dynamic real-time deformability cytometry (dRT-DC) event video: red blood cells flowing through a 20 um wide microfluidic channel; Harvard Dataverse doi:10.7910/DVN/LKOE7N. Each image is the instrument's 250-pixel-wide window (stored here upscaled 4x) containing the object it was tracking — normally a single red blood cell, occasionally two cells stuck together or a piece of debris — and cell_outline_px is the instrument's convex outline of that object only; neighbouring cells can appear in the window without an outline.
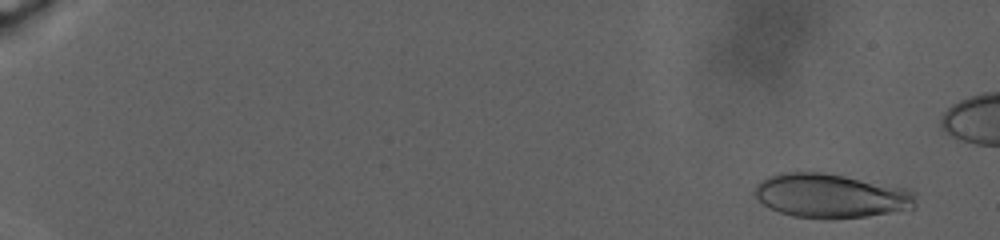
{"species": "human", "species_latin": "Homo sapiens", "temperature_condition": "warm", "stored_images_in_passage": 83, "camera_frame_rate_fps": 3000, "um_per_image_px": 0.085, "donor": {"sex": "male"}, "frame": {"image": 1, "passage_image": 6, "time_ms": 1.667, "image_size_px": [1000, 240], "cell_outline_px": [[916, 208], [868, 216], [832, 220], [824, 220], [792, 216], [768, 208], [752, 192], [756, 184], [780, 172], [820, 172], [844, 176], [904, 188], [916, 192]], "centroid_in_image_um": [70.63, 16.67], "position_along_channel_um": 14.4, "area_um2": 41.67}}
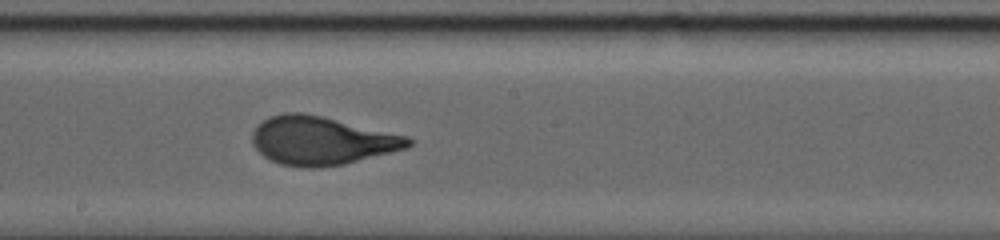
{"frame": {"image": 2, "passage_image": 54, "time_ms": 19.667, "image_size_px": [1000, 240], "cell_outline_px": [[416, 140], [408, 148], [344, 164], [316, 168], [304, 168], [280, 164], [264, 156], [252, 144], [252, 132], [268, 116], [284, 112], [304, 112], [324, 116], [408, 136]], "centroid_in_image_um": [27.36, 11.95], "position_along_channel_um": 220.8, "area_um2": 44.27}}
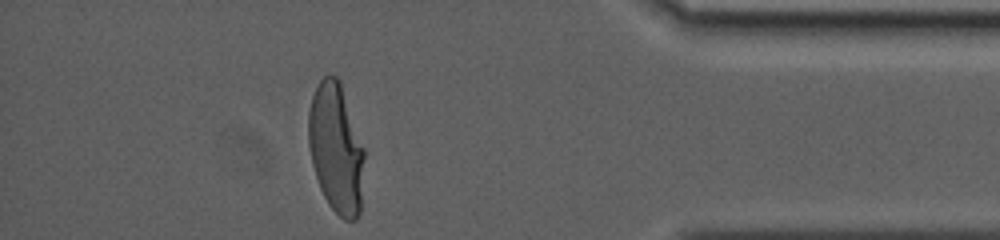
{"frame": {"image": 3, "passage_image": 80, "time_ms": 29.0, "image_size_px": [1000, 240], "cell_outline_px": [[364, 156], [360, 212], [356, 220], [344, 220], [328, 204], [320, 188], [312, 164], [308, 144], [308, 112], [312, 96], [320, 80], [324, 76], [336, 76], [340, 80], [364, 148]], "centroid_in_image_um": [28.56, 12.6], "position_along_channel_um": 406.6, "area_um2": 42.14}, "authors_computed_cell_mechanics": {"area_um2": 42.483, "velocity_mm_per_s": 2.2771, "shape_relaxation_time_tau1_ms": 9.679, "shape_relaxation_time_tau2_ms": null, "deformation_change_tau1": 0.2844, "deformation_change_tau2": null}}